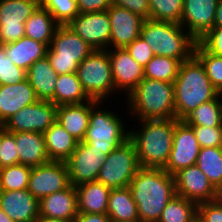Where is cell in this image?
Listing matches in <instances>:
<instances>
[{
  "mask_svg": "<svg viewBox=\"0 0 222 222\" xmlns=\"http://www.w3.org/2000/svg\"><path fill=\"white\" fill-rule=\"evenodd\" d=\"M124 100L126 114H131L127 117L132 121L175 119L173 83L144 78Z\"/></svg>",
  "mask_w": 222,
  "mask_h": 222,
  "instance_id": "3957f363",
  "label": "cell"
},
{
  "mask_svg": "<svg viewBox=\"0 0 222 222\" xmlns=\"http://www.w3.org/2000/svg\"><path fill=\"white\" fill-rule=\"evenodd\" d=\"M137 124H133L135 128L129 125V139L135 146L140 166L163 169L173 146L174 119H144Z\"/></svg>",
  "mask_w": 222,
  "mask_h": 222,
  "instance_id": "7a4b0ae2",
  "label": "cell"
},
{
  "mask_svg": "<svg viewBox=\"0 0 222 222\" xmlns=\"http://www.w3.org/2000/svg\"><path fill=\"white\" fill-rule=\"evenodd\" d=\"M184 121L190 126L222 127V94L201 104Z\"/></svg>",
  "mask_w": 222,
  "mask_h": 222,
  "instance_id": "1f68e13d",
  "label": "cell"
},
{
  "mask_svg": "<svg viewBox=\"0 0 222 222\" xmlns=\"http://www.w3.org/2000/svg\"><path fill=\"white\" fill-rule=\"evenodd\" d=\"M112 4L140 15L144 19H149V1L148 0H112Z\"/></svg>",
  "mask_w": 222,
  "mask_h": 222,
  "instance_id": "bcb514c9",
  "label": "cell"
},
{
  "mask_svg": "<svg viewBox=\"0 0 222 222\" xmlns=\"http://www.w3.org/2000/svg\"><path fill=\"white\" fill-rule=\"evenodd\" d=\"M176 195L197 204L217 199L216 188L197 166H189L174 175Z\"/></svg>",
  "mask_w": 222,
  "mask_h": 222,
  "instance_id": "e0dca14e",
  "label": "cell"
},
{
  "mask_svg": "<svg viewBox=\"0 0 222 222\" xmlns=\"http://www.w3.org/2000/svg\"><path fill=\"white\" fill-rule=\"evenodd\" d=\"M213 27H222V0H218Z\"/></svg>",
  "mask_w": 222,
  "mask_h": 222,
  "instance_id": "681fc988",
  "label": "cell"
},
{
  "mask_svg": "<svg viewBox=\"0 0 222 222\" xmlns=\"http://www.w3.org/2000/svg\"><path fill=\"white\" fill-rule=\"evenodd\" d=\"M13 136L17 146L19 164L34 167L50 161L43 133L13 132Z\"/></svg>",
  "mask_w": 222,
  "mask_h": 222,
  "instance_id": "cb8c5ba5",
  "label": "cell"
},
{
  "mask_svg": "<svg viewBox=\"0 0 222 222\" xmlns=\"http://www.w3.org/2000/svg\"><path fill=\"white\" fill-rule=\"evenodd\" d=\"M0 208L14 222H35L39 218V200L27 189L0 190Z\"/></svg>",
  "mask_w": 222,
  "mask_h": 222,
  "instance_id": "ffe728a7",
  "label": "cell"
},
{
  "mask_svg": "<svg viewBox=\"0 0 222 222\" xmlns=\"http://www.w3.org/2000/svg\"><path fill=\"white\" fill-rule=\"evenodd\" d=\"M38 101L28 80L15 85H0V123L4 124L23 107Z\"/></svg>",
  "mask_w": 222,
  "mask_h": 222,
  "instance_id": "44dd1931",
  "label": "cell"
},
{
  "mask_svg": "<svg viewBox=\"0 0 222 222\" xmlns=\"http://www.w3.org/2000/svg\"><path fill=\"white\" fill-rule=\"evenodd\" d=\"M129 188L142 222H157L167 203L176 195L173 175L162 168L141 167Z\"/></svg>",
  "mask_w": 222,
  "mask_h": 222,
  "instance_id": "6da1fadb",
  "label": "cell"
},
{
  "mask_svg": "<svg viewBox=\"0 0 222 222\" xmlns=\"http://www.w3.org/2000/svg\"><path fill=\"white\" fill-rule=\"evenodd\" d=\"M69 171L65 162L49 161L32 167L27 190L38 200L70 186Z\"/></svg>",
  "mask_w": 222,
  "mask_h": 222,
  "instance_id": "4fadbf2b",
  "label": "cell"
},
{
  "mask_svg": "<svg viewBox=\"0 0 222 222\" xmlns=\"http://www.w3.org/2000/svg\"><path fill=\"white\" fill-rule=\"evenodd\" d=\"M216 195L218 200H222V181L220 185L216 188Z\"/></svg>",
  "mask_w": 222,
  "mask_h": 222,
  "instance_id": "f5cc1de1",
  "label": "cell"
},
{
  "mask_svg": "<svg viewBox=\"0 0 222 222\" xmlns=\"http://www.w3.org/2000/svg\"><path fill=\"white\" fill-rule=\"evenodd\" d=\"M8 59L14 65L28 70L37 60L43 59L47 55L48 46L37 42L29 37H22L16 42L3 45Z\"/></svg>",
  "mask_w": 222,
  "mask_h": 222,
  "instance_id": "4316f807",
  "label": "cell"
},
{
  "mask_svg": "<svg viewBox=\"0 0 222 222\" xmlns=\"http://www.w3.org/2000/svg\"><path fill=\"white\" fill-rule=\"evenodd\" d=\"M4 124L0 123V135H1V132L4 130Z\"/></svg>",
  "mask_w": 222,
  "mask_h": 222,
  "instance_id": "11a10c76",
  "label": "cell"
},
{
  "mask_svg": "<svg viewBox=\"0 0 222 222\" xmlns=\"http://www.w3.org/2000/svg\"><path fill=\"white\" fill-rule=\"evenodd\" d=\"M76 73L90 99L106 102L114 97L113 101H116L108 50H93L78 65Z\"/></svg>",
  "mask_w": 222,
  "mask_h": 222,
  "instance_id": "52a82bcc",
  "label": "cell"
},
{
  "mask_svg": "<svg viewBox=\"0 0 222 222\" xmlns=\"http://www.w3.org/2000/svg\"><path fill=\"white\" fill-rule=\"evenodd\" d=\"M57 106L51 101L38 100L23 107L4 123L9 132L44 133L56 121Z\"/></svg>",
  "mask_w": 222,
  "mask_h": 222,
  "instance_id": "5bb4252c",
  "label": "cell"
},
{
  "mask_svg": "<svg viewBox=\"0 0 222 222\" xmlns=\"http://www.w3.org/2000/svg\"><path fill=\"white\" fill-rule=\"evenodd\" d=\"M39 3L59 25H68L79 14L76 0H39Z\"/></svg>",
  "mask_w": 222,
  "mask_h": 222,
  "instance_id": "f35d334b",
  "label": "cell"
},
{
  "mask_svg": "<svg viewBox=\"0 0 222 222\" xmlns=\"http://www.w3.org/2000/svg\"><path fill=\"white\" fill-rule=\"evenodd\" d=\"M200 145L193 128L184 120L174 119L173 146L166 166L163 168L170 175L197 163Z\"/></svg>",
  "mask_w": 222,
  "mask_h": 222,
  "instance_id": "8fae6325",
  "label": "cell"
},
{
  "mask_svg": "<svg viewBox=\"0 0 222 222\" xmlns=\"http://www.w3.org/2000/svg\"><path fill=\"white\" fill-rule=\"evenodd\" d=\"M107 12L111 26L109 49L126 48L140 37L144 18L114 4L107 9Z\"/></svg>",
  "mask_w": 222,
  "mask_h": 222,
  "instance_id": "ac0fdd59",
  "label": "cell"
},
{
  "mask_svg": "<svg viewBox=\"0 0 222 222\" xmlns=\"http://www.w3.org/2000/svg\"><path fill=\"white\" fill-rule=\"evenodd\" d=\"M126 50L130 53L131 57L143 68L154 57L151 48L141 37H138L133 42H131L126 47Z\"/></svg>",
  "mask_w": 222,
  "mask_h": 222,
  "instance_id": "f6af8a7d",
  "label": "cell"
},
{
  "mask_svg": "<svg viewBox=\"0 0 222 222\" xmlns=\"http://www.w3.org/2000/svg\"><path fill=\"white\" fill-rule=\"evenodd\" d=\"M200 145L205 147H222V127L191 126Z\"/></svg>",
  "mask_w": 222,
  "mask_h": 222,
  "instance_id": "b9f144b4",
  "label": "cell"
},
{
  "mask_svg": "<svg viewBox=\"0 0 222 222\" xmlns=\"http://www.w3.org/2000/svg\"><path fill=\"white\" fill-rule=\"evenodd\" d=\"M149 19L180 24L184 0H148Z\"/></svg>",
  "mask_w": 222,
  "mask_h": 222,
  "instance_id": "d590c367",
  "label": "cell"
},
{
  "mask_svg": "<svg viewBox=\"0 0 222 222\" xmlns=\"http://www.w3.org/2000/svg\"><path fill=\"white\" fill-rule=\"evenodd\" d=\"M90 100L82 88L77 73L57 76L54 97L50 100L56 106L79 104Z\"/></svg>",
  "mask_w": 222,
  "mask_h": 222,
  "instance_id": "4dcf8cb0",
  "label": "cell"
},
{
  "mask_svg": "<svg viewBox=\"0 0 222 222\" xmlns=\"http://www.w3.org/2000/svg\"><path fill=\"white\" fill-rule=\"evenodd\" d=\"M93 51L68 25H59L47 50L58 75L76 73L78 65Z\"/></svg>",
  "mask_w": 222,
  "mask_h": 222,
  "instance_id": "ba28073f",
  "label": "cell"
},
{
  "mask_svg": "<svg viewBox=\"0 0 222 222\" xmlns=\"http://www.w3.org/2000/svg\"><path fill=\"white\" fill-rule=\"evenodd\" d=\"M26 72L37 99L50 101L54 97L58 74L47 56L34 62Z\"/></svg>",
  "mask_w": 222,
  "mask_h": 222,
  "instance_id": "484cf974",
  "label": "cell"
},
{
  "mask_svg": "<svg viewBox=\"0 0 222 222\" xmlns=\"http://www.w3.org/2000/svg\"><path fill=\"white\" fill-rule=\"evenodd\" d=\"M77 215V193L73 185L39 200V216L75 221Z\"/></svg>",
  "mask_w": 222,
  "mask_h": 222,
  "instance_id": "7402d4cb",
  "label": "cell"
},
{
  "mask_svg": "<svg viewBox=\"0 0 222 222\" xmlns=\"http://www.w3.org/2000/svg\"><path fill=\"white\" fill-rule=\"evenodd\" d=\"M218 0H184L180 24L197 41L213 28Z\"/></svg>",
  "mask_w": 222,
  "mask_h": 222,
  "instance_id": "d6986e66",
  "label": "cell"
},
{
  "mask_svg": "<svg viewBox=\"0 0 222 222\" xmlns=\"http://www.w3.org/2000/svg\"><path fill=\"white\" fill-rule=\"evenodd\" d=\"M140 168L135 146L128 139L106 156L96 181L110 189L128 187Z\"/></svg>",
  "mask_w": 222,
  "mask_h": 222,
  "instance_id": "9c48e42d",
  "label": "cell"
},
{
  "mask_svg": "<svg viewBox=\"0 0 222 222\" xmlns=\"http://www.w3.org/2000/svg\"><path fill=\"white\" fill-rule=\"evenodd\" d=\"M0 222H14V221L0 208Z\"/></svg>",
  "mask_w": 222,
  "mask_h": 222,
  "instance_id": "816d5d0a",
  "label": "cell"
},
{
  "mask_svg": "<svg viewBox=\"0 0 222 222\" xmlns=\"http://www.w3.org/2000/svg\"><path fill=\"white\" fill-rule=\"evenodd\" d=\"M193 222H200L197 218Z\"/></svg>",
  "mask_w": 222,
  "mask_h": 222,
  "instance_id": "6f0895ef",
  "label": "cell"
},
{
  "mask_svg": "<svg viewBox=\"0 0 222 222\" xmlns=\"http://www.w3.org/2000/svg\"><path fill=\"white\" fill-rule=\"evenodd\" d=\"M79 13H91L107 10L112 0H76Z\"/></svg>",
  "mask_w": 222,
  "mask_h": 222,
  "instance_id": "7dc6e473",
  "label": "cell"
},
{
  "mask_svg": "<svg viewBox=\"0 0 222 222\" xmlns=\"http://www.w3.org/2000/svg\"><path fill=\"white\" fill-rule=\"evenodd\" d=\"M3 48V43L1 41V38H0V50Z\"/></svg>",
  "mask_w": 222,
  "mask_h": 222,
  "instance_id": "9f6ffc18",
  "label": "cell"
},
{
  "mask_svg": "<svg viewBox=\"0 0 222 222\" xmlns=\"http://www.w3.org/2000/svg\"><path fill=\"white\" fill-rule=\"evenodd\" d=\"M107 215L111 221H130L138 218V208L129 186L111 189L108 198Z\"/></svg>",
  "mask_w": 222,
  "mask_h": 222,
  "instance_id": "f1b7e54d",
  "label": "cell"
},
{
  "mask_svg": "<svg viewBox=\"0 0 222 222\" xmlns=\"http://www.w3.org/2000/svg\"><path fill=\"white\" fill-rule=\"evenodd\" d=\"M173 84L177 120H184L201 104L214 100L220 94L194 55L181 63Z\"/></svg>",
  "mask_w": 222,
  "mask_h": 222,
  "instance_id": "277c9868",
  "label": "cell"
},
{
  "mask_svg": "<svg viewBox=\"0 0 222 222\" xmlns=\"http://www.w3.org/2000/svg\"><path fill=\"white\" fill-rule=\"evenodd\" d=\"M35 222H74V221H66L63 219H56V218L39 216V218Z\"/></svg>",
  "mask_w": 222,
  "mask_h": 222,
  "instance_id": "f907efd6",
  "label": "cell"
},
{
  "mask_svg": "<svg viewBox=\"0 0 222 222\" xmlns=\"http://www.w3.org/2000/svg\"><path fill=\"white\" fill-rule=\"evenodd\" d=\"M58 26L51 13L39 6L25 22V36L49 47Z\"/></svg>",
  "mask_w": 222,
  "mask_h": 222,
  "instance_id": "f546056e",
  "label": "cell"
},
{
  "mask_svg": "<svg viewBox=\"0 0 222 222\" xmlns=\"http://www.w3.org/2000/svg\"><path fill=\"white\" fill-rule=\"evenodd\" d=\"M39 6V0H0V38L3 45L25 36V22Z\"/></svg>",
  "mask_w": 222,
  "mask_h": 222,
  "instance_id": "30bf717a",
  "label": "cell"
},
{
  "mask_svg": "<svg viewBox=\"0 0 222 222\" xmlns=\"http://www.w3.org/2000/svg\"><path fill=\"white\" fill-rule=\"evenodd\" d=\"M140 37L154 55L174 58L181 63L194 55L197 43L181 24L152 19L144 20Z\"/></svg>",
  "mask_w": 222,
  "mask_h": 222,
  "instance_id": "5b68a950",
  "label": "cell"
},
{
  "mask_svg": "<svg viewBox=\"0 0 222 222\" xmlns=\"http://www.w3.org/2000/svg\"><path fill=\"white\" fill-rule=\"evenodd\" d=\"M68 26L93 50L109 49L111 26L107 10L79 13Z\"/></svg>",
  "mask_w": 222,
  "mask_h": 222,
  "instance_id": "9a60e30c",
  "label": "cell"
},
{
  "mask_svg": "<svg viewBox=\"0 0 222 222\" xmlns=\"http://www.w3.org/2000/svg\"><path fill=\"white\" fill-rule=\"evenodd\" d=\"M107 50L115 85V96L122 93L125 99L144 79V68L131 57L126 48Z\"/></svg>",
  "mask_w": 222,
  "mask_h": 222,
  "instance_id": "2e32d148",
  "label": "cell"
},
{
  "mask_svg": "<svg viewBox=\"0 0 222 222\" xmlns=\"http://www.w3.org/2000/svg\"><path fill=\"white\" fill-rule=\"evenodd\" d=\"M197 219L200 222H222V200L199 203Z\"/></svg>",
  "mask_w": 222,
  "mask_h": 222,
  "instance_id": "7bdbcfd3",
  "label": "cell"
},
{
  "mask_svg": "<svg viewBox=\"0 0 222 222\" xmlns=\"http://www.w3.org/2000/svg\"><path fill=\"white\" fill-rule=\"evenodd\" d=\"M107 103L109 101L104 103L91 99L89 125L83 140L106 155L129 139V126L124 121L128 120L127 117L123 119L124 113L118 115L117 110L114 112V105L110 111Z\"/></svg>",
  "mask_w": 222,
  "mask_h": 222,
  "instance_id": "8992f818",
  "label": "cell"
},
{
  "mask_svg": "<svg viewBox=\"0 0 222 222\" xmlns=\"http://www.w3.org/2000/svg\"><path fill=\"white\" fill-rule=\"evenodd\" d=\"M74 222H111L107 214L78 213Z\"/></svg>",
  "mask_w": 222,
  "mask_h": 222,
  "instance_id": "c3c4849f",
  "label": "cell"
},
{
  "mask_svg": "<svg viewBox=\"0 0 222 222\" xmlns=\"http://www.w3.org/2000/svg\"><path fill=\"white\" fill-rule=\"evenodd\" d=\"M111 222H142L140 219L130 220V221H111Z\"/></svg>",
  "mask_w": 222,
  "mask_h": 222,
  "instance_id": "db71d44e",
  "label": "cell"
},
{
  "mask_svg": "<svg viewBox=\"0 0 222 222\" xmlns=\"http://www.w3.org/2000/svg\"><path fill=\"white\" fill-rule=\"evenodd\" d=\"M198 204L175 195L165 206L157 222H193Z\"/></svg>",
  "mask_w": 222,
  "mask_h": 222,
  "instance_id": "d6a6232c",
  "label": "cell"
},
{
  "mask_svg": "<svg viewBox=\"0 0 222 222\" xmlns=\"http://www.w3.org/2000/svg\"><path fill=\"white\" fill-rule=\"evenodd\" d=\"M27 79V72L21 67L14 65L8 59L5 49L0 50V85H15Z\"/></svg>",
  "mask_w": 222,
  "mask_h": 222,
  "instance_id": "ab89813d",
  "label": "cell"
},
{
  "mask_svg": "<svg viewBox=\"0 0 222 222\" xmlns=\"http://www.w3.org/2000/svg\"><path fill=\"white\" fill-rule=\"evenodd\" d=\"M181 62L174 58L154 55L144 67V78L173 83L178 76Z\"/></svg>",
  "mask_w": 222,
  "mask_h": 222,
  "instance_id": "e575fe53",
  "label": "cell"
},
{
  "mask_svg": "<svg viewBox=\"0 0 222 222\" xmlns=\"http://www.w3.org/2000/svg\"><path fill=\"white\" fill-rule=\"evenodd\" d=\"M32 167L23 164L0 169V190L12 191L27 189Z\"/></svg>",
  "mask_w": 222,
  "mask_h": 222,
  "instance_id": "8d00e7d4",
  "label": "cell"
},
{
  "mask_svg": "<svg viewBox=\"0 0 222 222\" xmlns=\"http://www.w3.org/2000/svg\"><path fill=\"white\" fill-rule=\"evenodd\" d=\"M43 135L50 161L65 162L76 149L78 143L57 121Z\"/></svg>",
  "mask_w": 222,
  "mask_h": 222,
  "instance_id": "83f0119b",
  "label": "cell"
},
{
  "mask_svg": "<svg viewBox=\"0 0 222 222\" xmlns=\"http://www.w3.org/2000/svg\"><path fill=\"white\" fill-rule=\"evenodd\" d=\"M19 164L13 132L4 129L0 135V169Z\"/></svg>",
  "mask_w": 222,
  "mask_h": 222,
  "instance_id": "60d3db41",
  "label": "cell"
},
{
  "mask_svg": "<svg viewBox=\"0 0 222 222\" xmlns=\"http://www.w3.org/2000/svg\"><path fill=\"white\" fill-rule=\"evenodd\" d=\"M197 42L209 53L222 57V27H213Z\"/></svg>",
  "mask_w": 222,
  "mask_h": 222,
  "instance_id": "ee69618b",
  "label": "cell"
},
{
  "mask_svg": "<svg viewBox=\"0 0 222 222\" xmlns=\"http://www.w3.org/2000/svg\"><path fill=\"white\" fill-rule=\"evenodd\" d=\"M75 189L78 213L107 214L109 187L95 181L82 183Z\"/></svg>",
  "mask_w": 222,
  "mask_h": 222,
  "instance_id": "d4e9b609",
  "label": "cell"
},
{
  "mask_svg": "<svg viewBox=\"0 0 222 222\" xmlns=\"http://www.w3.org/2000/svg\"><path fill=\"white\" fill-rule=\"evenodd\" d=\"M196 165L217 188L222 181V147L200 148Z\"/></svg>",
  "mask_w": 222,
  "mask_h": 222,
  "instance_id": "836d02e7",
  "label": "cell"
},
{
  "mask_svg": "<svg viewBox=\"0 0 222 222\" xmlns=\"http://www.w3.org/2000/svg\"><path fill=\"white\" fill-rule=\"evenodd\" d=\"M106 154L93 145L80 141L71 156L65 161L70 184L76 187L82 183L95 182Z\"/></svg>",
  "mask_w": 222,
  "mask_h": 222,
  "instance_id": "7c38bea8",
  "label": "cell"
},
{
  "mask_svg": "<svg viewBox=\"0 0 222 222\" xmlns=\"http://www.w3.org/2000/svg\"><path fill=\"white\" fill-rule=\"evenodd\" d=\"M194 56L201 62L214 88L222 94V57L207 52L198 42Z\"/></svg>",
  "mask_w": 222,
  "mask_h": 222,
  "instance_id": "74e56055",
  "label": "cell"
},
{
  "mask_svg": "<svg viewBox=\"0 0 222 222\" xmlns=\"http://www.w3.org/2000/svg\"><path fill=\"white\" fill-rule=\"evenodd\" d=\"M91 100L57 106L56 121L78 142L83 141L89 125Z\"/></svg>",
  "mask_w": 222,
  "mask_h": 222,
  "instance_id": "603a6c76",
  "label": "cell"
}]
</instances>
